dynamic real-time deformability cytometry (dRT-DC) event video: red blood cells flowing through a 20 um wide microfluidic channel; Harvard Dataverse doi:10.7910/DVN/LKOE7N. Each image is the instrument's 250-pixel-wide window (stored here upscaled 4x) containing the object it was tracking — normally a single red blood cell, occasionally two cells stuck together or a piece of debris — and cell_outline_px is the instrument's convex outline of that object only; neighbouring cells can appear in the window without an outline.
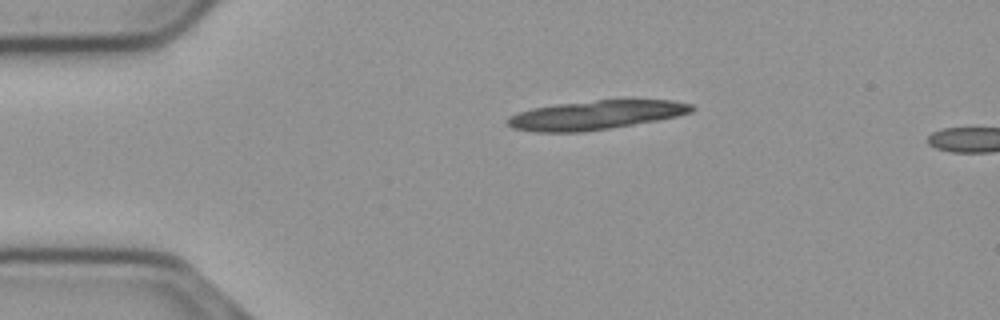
{"species": "common noctule bat (a hibernating species)", "species_latin": "Nyctalus noctula", "temperature_condition": "cold", "stored_images_in_passage": 4, "camera_frame_rate_fps": 3000, "um_per_image_px": 0.085, "animal": {"sex": "male", "body_mass_g": 23.1, "forearm_length_mm": 52.7}, "frame": {"image": 1, "passage_image": 1, "time_ms": 0.0, "image_size_px": [1000, 320], "cell_outline_px": [[696, 108], [692, 112], [676, 116], [656, 120], [584, 132], [536, 132], [512, 128], [508, 124], [508, 116], [532, 108], [560, 104], [596, 100], [672, 100], [692, 104]], "centroid_in_image_um": [50.64, 9.78], "position_along_channel_um": 34.4, "area_um2": 30.81}}